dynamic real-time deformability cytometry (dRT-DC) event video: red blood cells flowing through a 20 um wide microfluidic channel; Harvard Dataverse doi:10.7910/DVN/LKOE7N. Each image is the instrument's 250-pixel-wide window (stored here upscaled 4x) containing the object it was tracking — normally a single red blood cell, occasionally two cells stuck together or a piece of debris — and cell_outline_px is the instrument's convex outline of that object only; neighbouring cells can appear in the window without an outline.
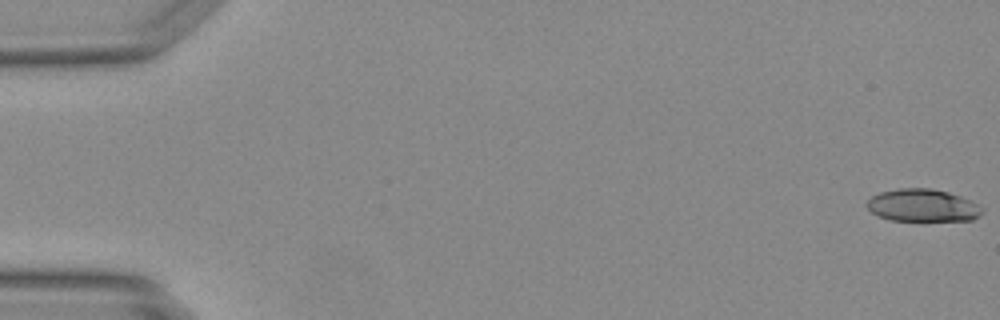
{"species": "Egyptian fruit bat (a non-hibernating species)", "species_latin": "Rousettus aegyptiacus", "temperature_condition": "warm", "stored_images_in_passage": 14, "camera_frame_rate_fps": 3000, "um_per_image_px": 0.085, "animal": {"sex": "female"}, "frame": {"image": 1, "passage_image": 1, "time_ms": 0.0, "image_size_px": [1000, 320], "cell_outline_px": [[984, 212], [980, 216], [972, 220], [888, 220], [876, 216], [864, 204], [872, 196], [880, 192], [900, 188], [932, 188], [948, 192], [960, 196], [976, 204]], "centroid_in_image_um": [78.38, 17.46], "position_along_channel_um": 6.6, "area_um2": 21.79}}